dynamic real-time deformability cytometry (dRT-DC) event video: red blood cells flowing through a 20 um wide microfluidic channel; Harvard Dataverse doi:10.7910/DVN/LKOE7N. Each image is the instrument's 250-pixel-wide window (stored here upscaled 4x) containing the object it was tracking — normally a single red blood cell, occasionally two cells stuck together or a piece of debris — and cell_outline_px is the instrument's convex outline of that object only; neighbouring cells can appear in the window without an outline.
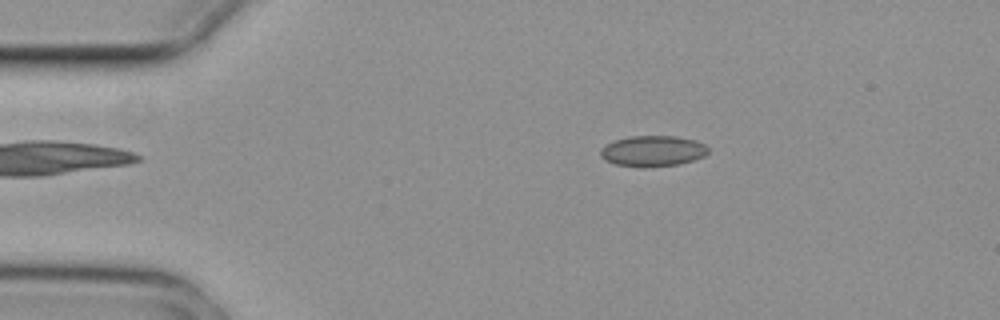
{"species": "common noctule bat (a hibernating species)", "species_latin": "Nyctalus noctula", "temperature_condition": "cold", "stored_images_in_passage": 5, "camera_frame_rate_fps": 3000, "um_per_image_px": 0.085, "animal": {"sex": "female", "body_mass_g": 29.2, "forearm_length_mm": 56.3}, "frame": {"image": 1, "passage_image": 1, "time_ms": 0.0, "image_size_px": [1000, 320], "cell_outline_px": [[708, 152], [704, 156], [680, 164], [644, 168], [616, 164], [604, 160], [600, 156], [600, 148], [616, 140], [632, 136], [676, 136], [696, 140], [704, 144], [708, 148]], "centroid_in_image_um": [55.48, 12.84], "position_along_channel_um": 29.5, "area_um2": 19.36}}
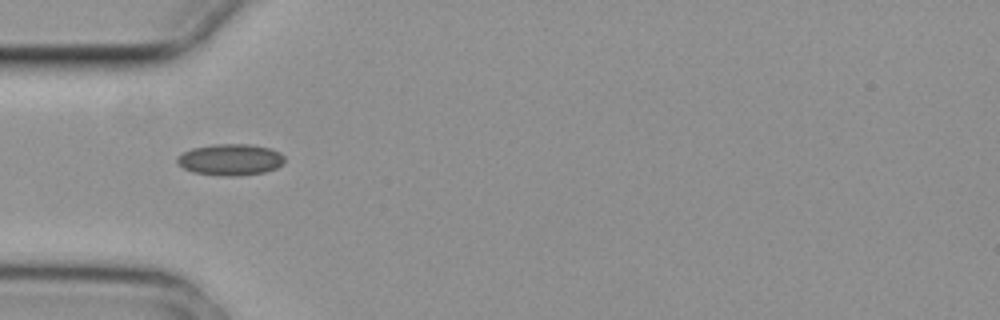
{"frame": {"image": 2, "passage_image": 3, "time_ms": 0.667, "image_size_px": [1000, 320], "cell_outline_px": [[284, 164], [276, 168], [264, 172], [236, 176], [224, 176], [192, 172], [176, 164], [176, 156], [192, 148], [212, 144], [252, 144], [272, 148], [280, 152], [284, 156]], "centroid_in_image_um": [19.58, 13.56], "position_along_channel_um": 65.4, "area_um2": 19.94}}
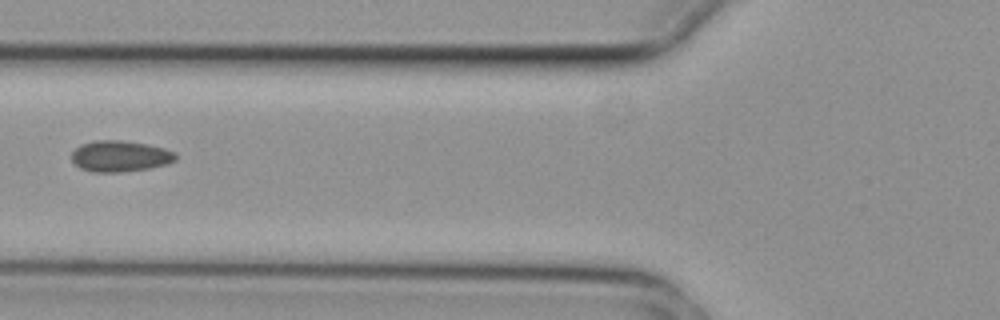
{"frame": {"image": 3, "passage_image": 4, "time_ms": 1.0, "image_size_px": [1000, 320], "cell_outline_px": [[176, 160], [168, 164], [148, 168], [120, 172], [92, 172], [80, 168], [72, 160], [72, 152], [80, 144], [92, 140], [120, 140], [144, 144], [164, 148], [176, 152]], "centroid_in_image_um": [10.19, 13.27], "position_along_channel_um": 115.6, "area_um2": 18.84}}